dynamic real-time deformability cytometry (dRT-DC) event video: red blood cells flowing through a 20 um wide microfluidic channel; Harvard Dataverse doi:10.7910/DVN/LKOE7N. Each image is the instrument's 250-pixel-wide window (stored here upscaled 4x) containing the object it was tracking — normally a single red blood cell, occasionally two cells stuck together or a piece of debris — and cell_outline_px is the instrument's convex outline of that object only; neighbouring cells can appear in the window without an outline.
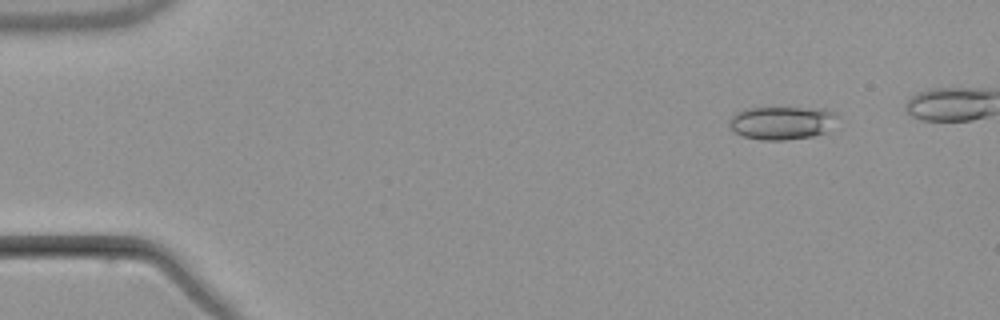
{"species": "common noctule bat (a hibernating species)", "species_latin": "Nyctalus noctula", "temperature_condition": "warm", "stored_images_in_passage": 6, "camera_frame_rate_fps": 3000, "um_per_image_px": 0.085, "animal": {"sex": "male", "body_mass_g": 21.5, "forearm_length_mm": 52.0}, "frame": {"image": 1, "passage_image": 2, "time_ms": 1.0, "image_size_px": [1000, 320], "cell_outline_px": [[836, 116], [824, 132], [812, 136], [784, 140], [764, 140], [744, 136], [736, 132], [728, 124], [732, 116], [736, 112], [744, 108], [824, 108], [836, 112]], "centroid_in_image_um": [66.41, 10.42], "position_along_channel_um": 18.6, "area_um2": 20.52}}